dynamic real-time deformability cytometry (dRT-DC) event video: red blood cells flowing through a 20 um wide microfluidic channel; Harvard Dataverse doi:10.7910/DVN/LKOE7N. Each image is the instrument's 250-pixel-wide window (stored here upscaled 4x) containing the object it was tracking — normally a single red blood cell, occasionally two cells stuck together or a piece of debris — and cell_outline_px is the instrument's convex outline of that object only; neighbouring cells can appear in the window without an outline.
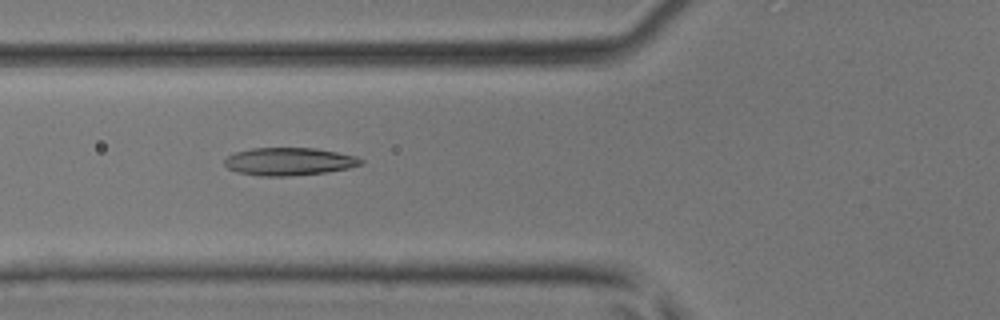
{"species": "common noctule bat (a hibernating species)", "species_latin": "Nyctalus noctula", "temperature_condition": "room temperature", "stored_images_in_passage": 36, "camera_frame_rate_fps": 3000, "um_per_image_px": 0.085, "animal": {"sex": "male", "body_mass_g": 17.9, "forearm_length_mm": 54.2}, "frame": {"image": 1, "passage_image": 10, "time_ms": 3.0, "image_size_px": [1000, 320], "cell_outline_px": [[364, 164], [348, 168], [328, 172], [288, 176], [260, 176], [236, 172], [228, 168], [224, 164], [224, 160], [228, 156], [236, 152], [252, 148], [316, 148], [356, 156], [364, 160]], "centroid_in_image_um": [24.58, 13.73], "position_along_channel_um": 101.2, "area_um2": 22.14}}
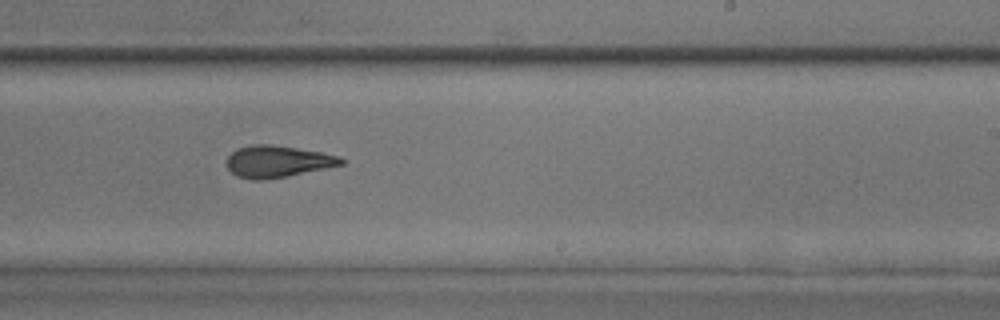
{"frame": {"image": 2, "passage_image": 21, "time_ms": 6.667, "image_size_px": [1000, 320], "cell_outline_px": [[344, 164], [264, 180], [252, 180], [236, 176], [228, 168], [228, 156], [236, 148], [252, 144], [272, 144], [320, 152], [340, 156], [344, 160]], "centroid_in_image_um": [23.55, 13.71], "position_along_channel_um": 265.4, "area_um2": 20.92}}
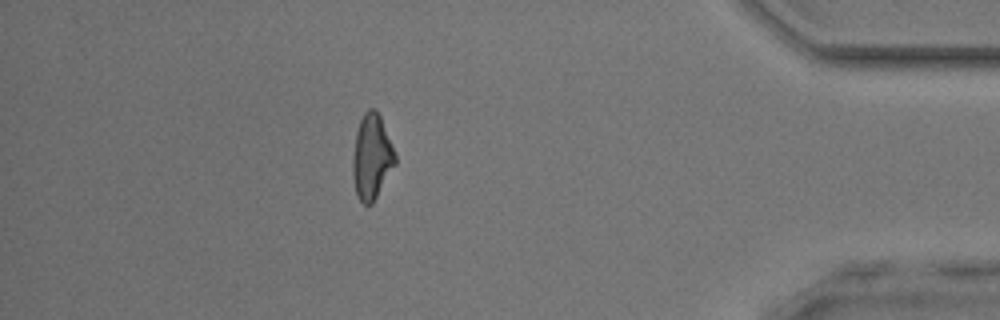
{"frame": {"image": 3, "passage_image": 33, "time_ms": 10.667, "image_size_px": [1000, 320], "cell_outline_px": [[396, 164], [372, 204], [364, 204], [356, 196], [352, 176], [352, 160], [356, 132], [360, 120], [364, 112], [368, 108], [376, 108], [380, 116], [392, 144], [396, 156]], "centroid_in_image_um": [31.59, 13.34], "position_along_channel_um": 403.6, "area_um2": 21.15}}